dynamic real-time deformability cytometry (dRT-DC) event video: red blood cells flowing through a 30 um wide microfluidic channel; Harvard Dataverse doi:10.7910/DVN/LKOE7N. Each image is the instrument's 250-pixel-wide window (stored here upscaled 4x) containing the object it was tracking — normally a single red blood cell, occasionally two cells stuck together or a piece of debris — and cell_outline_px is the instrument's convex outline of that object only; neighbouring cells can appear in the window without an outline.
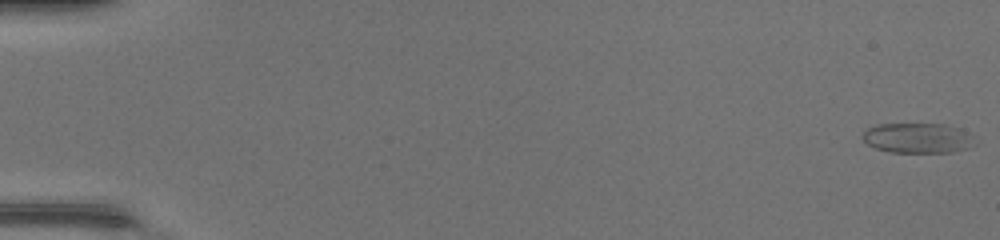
{"species": "common noctule bat (a hibernating species)", "species_latin": "Nyctalus noctula", "temperature_condition": "warm", "stored_images_in_passage": 48, "camera_frame_rate_fps": 3000, "um_per_image_px": 0.085, "animal": {"sex": "female", "body_mass_g": 17.0, "forearm_length_mm": 48.0}, "frame": {"image": 1, "passage_image": 1, "time_ms": 0.0, "image_size_px": [1000, 240], "cell_outline_px": [[976, 144], [968, 148], [952, 152], [892, 152], [876, 148], [868, 144], [864, 140], [864, 132], [868, 128], [876, 124], [944, 124], [960, 128], [972, 136]], "centroid_in_image_um": [78.04, 11.73], "position_along_channel_um": 7.0, "area_um2": 19.54}}
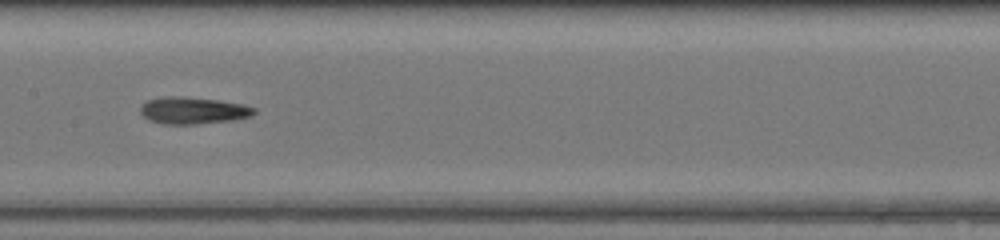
{"frame": {"image": 2, "passage_image": 26, "time_ms": 8.333, "image_size_px": [1000, 240], "cell_outline_px": [[256, 112], [252, 116], [232, 120], [196, 124], [164, 124], [148, 120], [140, 112], [140, 104], [148, 100], [160, 96], [180, 96], [216, 100], [244, 104], [256, 108]], "centroid_in_image_um": [16.39, 9.39], "position_along_channel_um": 191.0, "area_um2": 17.98}}
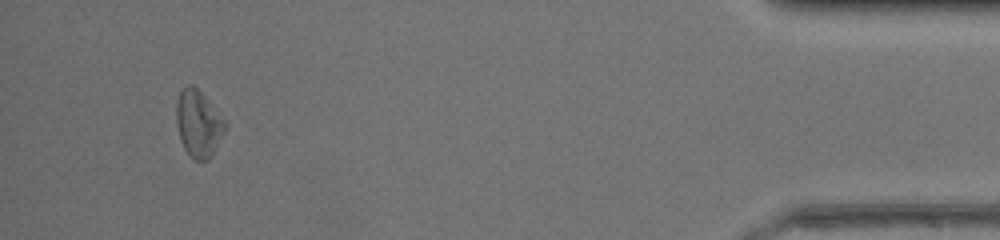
{"frame": {"image": 3, "passage_image": 46, "time_ms": 15.0, "image_size_px": [1000, 240], "cell_outline_px": [[228, 124], [212, 156], [208, 160], [196, 160], [184, 148], [180, 140], [176, 120], [176, 104], [180, 92], [188, 84], [192, 84], [204, 96]], "centroid_in_image_um": [16.87, 10.52], "position_along_channel_um": 418.3, "area_um2": 18.67}, "authors_computed_cell_mechanics": {"area_um2": 18.0914, "velocity_mm_per_s": 4.4233, "shape_relaxation_time_tau1_ms": 7.9624, "shape_relaxation_time_tau2_ms": 3.9876, "deformation_change_tau1": 0.2061, "deformation_change_tau2": 0.1457}}